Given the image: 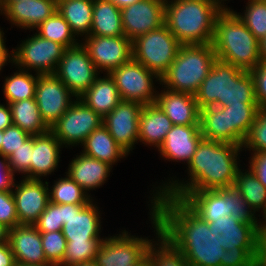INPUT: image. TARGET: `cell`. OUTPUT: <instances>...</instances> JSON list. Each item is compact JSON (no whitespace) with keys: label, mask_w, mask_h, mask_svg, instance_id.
<instances>
[{"label":"cell","mask_w":266,"mask_h":266,"mask_svg":"<svg viewBox=\"0 0 266 266\" xmlns=\"http://www.w3.org/2000/svg\"><path fill=\"white\" fill-rule=\"evenodd\" d=\"M148 198L149 211L157 217L160 232L182 252L190 266H220L225 249L210 232L208 222L179 198L161 193Z\"/></svg>","instance_id":"obj_1"},{"label":"cell","mask_w":266,"mask_h":266,"mask_svg":"<svg viewBox=\"0 0 266 266\" xmlns=\"http://www.w3.org/2000/svg\"><path fill=\"white\" fill-rule=\"evenodd\" d=\"M242 151V146L203 138L186 167L188 179L181 181L172 176L159 183L161 185L151 190L150 195L161 193L183 200L192 191L232 187L237 171L242 168L239 165Z\"/></svg>","instance_id":"obj_2"},{"label":"cell","mask_w":266,"mask_h":266,"mask_svg":"<svg viewBox=\"0 0 266 266\" xmlns=\"http://www.w3.org/2000/svg\"><path fill=\"white\" fill-rule=\"evenodd\" d=\"M199 109L228 104H258L250 72L216 59L208 76L195 94Z\"/></svg>","instance_id":"obj_3"},{"label":"cell","mask_w":266,"mask_h":266,"mask_svg":"<svg viewBox=\"0 0 266 266\" xmlns=\"http://www.w3.org/2000/svg\"><path fill=\"white\" fill-rule=\"evenodd\" d=\"M212 46L218 60L244 71L261 62L259 41L231 9L217 15Z\"/></svg>","instance_id":"obj_4"},{"label":"cell","mask_w":266,"mask_h":266,"mask_svg":"<svg viewBox=\"0 0 266 266\" xmlns=\"http://www.w3.org/2000/svg\"><path fill=\"white\" fill-rule=\"evenodd\" d=\"M221 11L199 0H167L165 25L181 44H212Z\"/></svg>","instance_id":"obj_5"},{"label":"cell","mask_w":266,"mask_h":266,"mask_svg":"<svg viewBox=\"0 0 266 266\" xmlns=\"http://www.w3.org/2000/svg\"><path fill=\"white\" fill-rule=\"evenodd\" d=\"M216 59L212 44H182L175 60L161 76L160 85L173 92L195 95Z\"/></svg>","instance_id":"obj_6"},{"label":"cell","mask_w":266,"mask_h":266,"mask_svg":"<svg viewBox=\"0 0 266 266\" xmlns=\"http://www.w3.org/2000/svg\"><path fill=\"white\" fill-rule=\"evenodd\" d=\"M258 104H228L200 109L199 126L204 139L242 146L258 114Z\"/></svg>","instance_id":"obj_7"},{"label":"cell","mask_w":266,"mask_h":266,"mask_svg":"<svg viewBox=\"0 0 266 266\" xmlns=\"http://www.w3.org/2000/svg\"><path fill=\"white\" fill-rule=\"evenodd\" d=\"M183 201L208 223L223 216H233L244 223H258L257 215L233 186L219 190L192 191Z\"/></svg>","instance_id":"obj_8"},{"label":"cell","mask_w":266,"mask_h":266,"mask_svg":"<svg viewBox=\"0 0 266 266\" xmlns=\"http://www.w3.org/2000/svg\"><path fill=\"white\" fill-rule=\"evenodd\" d=\"M181 45L163 25L132 41L133 59L161 78L175 60Z\"/></svg>","instance_id":"obj_9"},{"label":"cell","mask_w":266,"mask_h":266,"mask_svg":"<svg viewBox=\"0 0 266 266\" xmlns=\"http://www.w3.org/2000/svg\"><path fill=\"white\" fill-rule=\"evenodd\" d=\"M65 49L60 43L44 39L33 32L31 37L21 40L20 45L12 49V66L33 73L35 71L39 75L54 74Z\"/></svg>","instance_id":"obj_10"},{"label":"cell","mask_w":266,"mask_h":266,"mask_svg":"<svg viewBox=\"0 0 266 266\" xmlns=\"http://www.w3.org/2000/svg\"><path fill=\"white\" fill-rule=\"evenodd\" d=\"M109 75L118 88L121 100L143 105L155 103L158 94L155 84H160V77L133 58L112 70Z\"/></svg>","instance_id":"obj_11"},{"label":"cell","mask_w":266,"mask_h":266,"mask_svg":"<svg viewBox=\"0 0 266 266\" xmlns=\"http://www.w3.org/2000/svg\"><path fill=\"white\" fill-rule=\"evenodd\" d=\"M103 118L77 98L50 128L61 145L70 149L81 145L92 131L103 124ZM71 146V147H70Z\"/></svg>","instance_id":"obj_12"},{"label":"cell","mask_w":266,"mask_h":266,"mask_svg":"<svg viewBox=\"0 0 266 266\" xmlns=\"http://www.w3.org/2000/svg\"><path fill=\"white\" fill-rule=\"evenodd\" d=\"M120 232L105 236L94 261L97 266H133L146 255L152 239L136 237L126 229Z\"/></svg>","instance_id":"obj_13"},{"label":"cell","mask_w":266,"mask_h":266,"mask_svg":"<svg viewBox=\"0 0 266 266\" xmlns=\"http://www.w3.org/2000/svg\"><path fill=\"white\" fill-rule=\"evenodd\" d=\"M54 74L77 98L101 75L81 43L65 49Z\"/></svg>","instance_id":"obj_14"},{"label":"cell","mask_w":266,"mask_h":266,"mask_svg":"<svg viewBox=\"0 0 266 266\" xmlns=\"http://www.w3.org/2000/svg\"><path fill=\"white\" fill-rule=\"evenodd\" d=\"M96 203L93 199L88 204H62V233L66 240L104 241L102 213Z\"/></svg>","instance_id":"obj_15"},{"label":"cell","mask_w":266,"mask_h":266,"mask_svg":"<svg viewBox=\"0 0 266 266\" xmlns=\"http://www.w3.org/2000/svg\"><path fill=\"white\" fill-rule=\"evenodd\" d=\"M81 40V44L101 74L104 72L109 74L133 58L132 41L125 35L115 37L89 35Z\"/></svg>","instance_id":"obj_16"},{"label":"cell","mask_w":266,"mask_h":266,"mask_svg":"<svg viewBox=\"0 0 266 266\" xmlns=\"http://www.w3.org/2000/svg\"><path fill=\"white\" fill-rule=\"evenodd\" d=\"M77 97L55 74L38 75L35 100L45 124L51 128Z\"/></svg>","instance_id":"obj_17"},{"label":"cell","mask_w":266,"mask_h":266,"mask_svg":"<svg viewBox=\"0 0 266 266\" xmlns=\"http://www.w3.org/2000/svg\"><path fill=\"white\" fill-rule=\"evenodd\" d=\"M143 104L122 100L109 114L103 117V125L115 142L129 155L138 144L139 117Z\"/></svg>","instance_id":"obj_18"},{"label":"cell","mask_w":266,"mask_h":266,"mask_svg":"<svg viewBox=\"0 0 266 266\" xmlns=\"http://www.w3.org/2000/svg\"><path fill=\"white\" fill-rule=\"evenodd\" d=\"M124 35L131 41L165 25V1L141 0L121 8Z\"/></svg>","instance_id":"obj_19"},{"label":"cell","mask_w":266,"mask_h":266,"mask_svg":"<svg viewBox=\"0 0 266 266\" xmlns=\"http://www.w3.org/2000/svg\"><path fill=\"white\" fill-rule=\"evenodd\" d=\"M17 183L15 182L12 194L19 224L34 225L49 203L47 180L21 178Z\"/></svg>","instance_id":"obj_20"},{"label":"cell","mask_w":266,"mask_h":266,"mask_svg":"<svg viewBox=\"0 0 266 266\" xmlns=\"http://www.w3.org/2000/svg\"><path fill=\"white\" fill-rule=\"evenodd\" d=\"M209 229L225 250L258 248V223H244L233 216H223L210 222Z\"/></svg>","instance_id":"obj_21"},{"label":"cell","mask_w":266,"mask_h":266,"mask_svg":"<svg viewBox=\"0 0 266 266\" xmlns=\"http://www.w3.org/2000/svg\"><path fill=\"white\" fill-rule=\"evenodd\" d=\"M202 139L199 125H173L158 152L161 158L169 162L182 161L187 166Z\"/></svg>","instance_id":"obj_22"},{"label":"cell","mask_w":266,"mask_h":266,"mask_svg":"<svg viewBox=\"0 0 266 266\" xmlns=\"http://www.w3.org/2000/svg\"><path fill=\"white\" fill-rule=\"evenodd\" d=\"M8 243L16 264L44 265L49 263L42 247L41 234L35 225L19 224L9 229Z\"/></svg>","instance_id":"obj_23"},{"label":"cell","mask_w":266,"mask_h":266,"mask_svg":"<svg viewBox=\"0 0 266 266\" xmlns=\"http://www.w3.org/2000/svg\"><path fill=\"white\" fill-rule=\"evenodd\" d=\"M57 11V0H19L11 2L3 14L9 23L33 31Z\"/></svg>","instance_id":"obj_24"},{"label":"cell","mask_w":266,"mask_h":266,"mask_svg":"<svg viewBox=\"0 0 266 266\" xmlns=\"http://www.w3.org/2000/svg\"><path fill=\"white\" fill-rule=\"evenodd\" d=\"M155 103L169 117L173 125H199L200 109L195 95L163 88L158 91Z\"/></svg>","instance_id":"obj_25"},{"label":"cell","mask_w":266,"mask_h":266,"mask_svg":"<svg viewBox=\"0 0 266 266\" xmlns=\"http://www.w3.org/2000/svg\"><path fill=\"white\" fill-rule=\"evenodd\" d=\"M62 148L64 147L50 130L40 135H33L30 179H42L54 174L59 167Z\"/></svg>","instance_id":"obj_26"},{"label":"cell","mask_w":266,"mask_h":266,"mask_svg":"<svg viewBox=\"0 0 266 266\" xmlns=\"http://www.w3.org/2000/svg\"><path fill=\"white\" fill-rule=\"evenodd\" d=\"M75 156L68 164V170L65 173L91 197L90 190L93 191L102 187L110 176L113 167L107 162L87 156L82 152Z\"/></svg>","instance_id":"obj_27"},{"label":"cell","mask_w":266,"mask_h":266,"mask_svg":"<svg viewBox=\"0 0 266 266\" xmlns=\"http://www.w3.org/2000/svg\"><path fill=\"white\" fill-rule=\"evenodd\" d=\"M172 127V121L156 103L144 105L139 117L138 142L158 150Z\"/></svg>","instance_id":"obj_28"},{"label":"cell","mask_w":266,"mask_h":266,"mask_svg":"<svg viewBox=\"0 0 266 266\" xmlns=\"http://www.w3.org/2000/svg\"><path fill=\"white\" fill-rule=\"evenodd\" d=\"M78 98L102 118L122 101L114 80L105 73Z\"/></svg>","instance_id":"obj_29"},{"label":"cell","mask_w":266,"mask_h":266,"mask_svg":"<svg viewBox=\"0 0 266 266\" xmlns=\"http://www.w3.org/2000/svg\"><path fill=\"white\" fill-rule=\"evenodd\" d=\"M148 213L155 232V238L151 240L146 251L151 266H190L182 252L160 232L157 217L151 211Z\"/></svg>","instance_id":"obj_30"},{"label":"cell","mask_w":266,"mask_h":266,"mask_svg":"<svg viewBox=\"0 0 266 266\" xmlns=\"http://www.w3.org/2000/svg\"><path fill=\"white\" fill-rule=\"evenodd\" d=\"M83 150L80 152L87 156L107 162L112 167L117 165L120 159L128 154L115 142L114 138L108 132V129L102 124L95 129L81 144Z\"/></svg>","instance_id":"obj_31"},{"label":"cell","mask_w":266,"mask_h":266,"mask_svg":"<svg viewBox=\"0 0 266 266\" xmlns=\"http://www.w3.org/2000/svg\"><path fill=\"white\" fill-rule=\"evenodd\" d=\"M57 11L78 39L82 36L83 38L89 36L92 26L93 0H57Z\"/></svg>","instance_id":"obj_32"},{"label":"cell","mask_w":266,"mask_h":266,"mask_svg":"<svg viewBox=\"0 0 266 266\" xmlns=\"http://www.w3.org/2000/svg\"><path fill=\"white\" fill-rule=\"evenodd\" d=\"M89 35L106 37L124 35L121 9L111 1L94 0L92 26Z\"/></svg>","instance_id":"obj_33"},{"label":"cell","mask_w":266,"mask_h":266,"mask_svg":"<svg viewBox=\"0 0 266 266\" xmlns=\"http://www.w3.org/2000/svg\"><path fill=\"white\" fill-rule=\"evenodd\" d=\"M233 187L241 194L247 206L260 218L266 210V187L251 169L242 170L239 168ZM256 212L261 214H256Z\"/></svg>","instance_id":"obj_34"},{"label":"cell","mask_w":266,"mask_h":266,"mask_svg":"<svg viewBox=\"0 0 266 266\" xmlns=\"http://www.w3.org/2000/svg\"><path fill=\"white\" fill-rule=\"evenodd\" d=\"M12 123L31 136L46 133L50 128L43 121L35 98L8 104Z\"/></svg>","instance_id":"obj_35"},{"label":"cell","mask_w":266,"mask_h":266,"mask_svg":"<svg viewBox=\"0 0 266 266\" xmlns=\"http://www.w3.org/2000/svg\"><path fill=\"white\" fill-rule=\"evenodd\" d=\"M16 71L12 75L4 77L3 94L6 103H13L21 100L35 98L37 73L23 70L16 67Z\"/></svg>","instance_id":"obj_36"},{"label":"cell","mask_w":266,"mask_h":266,"mask_svg":"<svg viewBox=\"0 0 266 266\" xmlns=\"http://www.w3.org/2000/svg\"><path fill=\"white\" fill-rule=\"evenodd\" d=\"M49 186V201L55 204H88L93 200L67 173Z\"/></svg>","instance_id":"obj_37"},{"label":"cell","mask_w":266,"mask_h":266,"mask_svg":"<svg viewBox=\"0 0 266 266\" xmlns=\"http://www.w3.org/2000/svg\"><path fill=\"white\" fill-rule=\"evenodd\" d=\"M34 30H36V33L42 38L58 42L65 48L75 47L80 44L81 41L77 39L69 24L58 11H56L51 17L47 18Z\"/></svg>","instance_id":"obj_38"},{"label":"cell","mask_w":266,"mask_h":266,"mask_svg":"<svg viewBox=\"0 0 266 266\" xmlns=\"http://www.w3.org/2000/svg\"><path fill=\"white\" fill-rule=\"evenodd\" d=\"M244 13L231 9L259 41L266 36V1L248 0Z\"/></svg>","instance_id":"obj_39"},{"label":"cell","mask_w":266,"mask_h":266,"mask_svg":"<svg viewBox=\"0 0 266 266\" xmlns=\"http://www.w3.org/2000/svg\"><path fill=\"white\" fill-rule=\"evenodd\" d=\"M103 241L67 240L61 266H72L95 261L96 254Z\"/></svg>","instance_id":"obj_40"},{"label":"cell","mask_w":266,"mask_h":266,"mask_svg":"<svg viewBox=\"0 0 266 266\" xmlns=\"http://www.w3.org/2000/svg\"><path fill=\"white\" fill-rule=\"evenodd\" d=\"M245 151L266 152V107L259 108L255 122L242 144ZM247 149V150H246Z\"/></svg>","instance_id":"obj_41"},{"label":"cell","mask_w":266,"mask_h":266,"mask_svg":"<svg viewBox=\"0 0 266 266\" xmlns=\"http://www.w3.org/2000/svg\"><path fill=\"white\" fill-rule=\"evenodd\" d=\"M40 234L47 261L61 266L67 245L62 231L40 232Z\"/></svg>","instance_id":"obj_42"},{"label":"cell","mask_w":266,"mask_h":266,"mask_svg":"<svg viewBox=\"0 0 266 266\" xmlns=\"http://www.w3.org/2000/svg\"><path fill=\"white\" fill-rule=\"evenodd\" d=\"M33 152V136L28 138L20 147L7 158L9 169L15 175H22L23 178L30 179V165Z\"/></svg>","instance_id":"obj_43"},{"label":"cell","mask_w":266,"mask_h":266,"mask_svg":"<svg viewBox=\"0 0 266 266\" xmlns=\"http://www.w3.org/2000/svg\"><path fill=\"white\" fill-rule=\"evenodd\" d=\"M34 225L39 232L62 231V204H55L49 201L46 209L41 213Z\"/></svg>","instance_id":"obj_44"},{"label":"cell","mask_w":266,"mask_h":266,"mask_svg":"<svg viewBox=\"0 0 266 266\" xmlns=\"http://www.w3.org/2000/svg\"><path fill=\"white\" fill-rule=\"evenodd\" d=\"M258 248H236L225 250L220 266H255Z\"/></svg>","instance_id":"obj_45"},{"label":"cell","mask_w":266,"mask_h":266,"mask_svg":"<svg viewBox=\"0 0 266 266\" xmlns=\"http://www.w3.org/2000/svg\"><path fill=\"white\" fill-rule=\"evenodd\" d=\"M31 135L12 124L3 131L0 154L8 158Z\"/></svg>","instance_id":"obj_46"},{"label":"cell","mask_w":266,"mask_h":266,"mask_svg":"<svg viewBox=\"0 0 266 266\" xmlns=\"http://www.w3.org/2000/svg\"><path fill=\"white\" fill-rule=\"evenodd\" d=\"M0 223L9 229L19 225L12 191H0Z\"/></svg>","instance_id":"obj_47"},{"label":"cell","mask_w":266,"mask_h":266,"mask_svg":"<svg viewBox=\"0 0 266 266\" xmlns=\"http://www.w3.org/2000/svg\"><path fill=\"white\" fill-rule=\"evenodd\" d=\"M254 80L255 97L259 108L266 107V63L260 62L250 71Z\"/></svg>","instance_id":"obj_48"},{"label":"cell","mask_w":266,"mask_h":266,"mask_svg":"<svg viewBox=\"0 0 266 266\" xmlns=\"http://www.w3.org/2000/svg\"><path fill=\"white\" fill-rule=\"evenodd\" d=\"M249 169L258 180L266 187V152H254L248 157Z\"/></svg>","instance_id":"obj_49"},{"label":"cell","mask_w":266,"mask_h":266,"mask_svg":"<svg viewBox=\"0 0 266 266\" xmlns=\"http://www.w3.org/2000/svg\"><path fill=\"white\" fill-rule=\"evenodd\" d=\"M15 175L9 169L7 158L0 154V191H12Z\"/></svg>","instance_id":"obj_50"},{"label":"cell","mask_w":266,"mask_h":266,"mask_svg":"<svg viewBox=\"0 0 266 266\" xmlns=\"http://www.w3.org/2000/svg\"><path fill=\"white\" fill-rule=\"evenodd\" d=\"M16 262L8 242L0 243V266H15Z\"/></svg>","instance_id":"obj_51"},{"label":"cell","mask_w":266,"mask_h":266,"mask_svg":"<svg viewBox=\"0 0 266 266\" xmlns=\"http://www.w3.org/2000/svg\"><path fill=\"white\" fill-rule=\"evenodd\" d=\"M12 115L8 103H0V130L4 131L7 127L11 126Z\"/></svg>","instance_id":"obj_52"},{"label":"cell","mask_w":266,"mask_h":266,"mask_svg":"<svg viewBox=\"0 0 266 266\" xmlns=\"http://www.w3.org/2000/svg\"><path fill=\"white\" fill-rule=\"evenodd\" d=\"M256 265L266 266V235H259Z\"/></svg>","instance_id":"obj_53"},{"label":"cell","mask_w":266,"mask_h":266,"mask_svg":"<svg viewBox=\"0 0 266 266\" xmlns=\"http://www.w3.org/2000/svg\"><path fill=\"white\" fill-rule=\"evenodd\" d=\"M8 63L13 64V50L10 51L9 49H0V73L4 66H7Z\"/></svg>","instance_id":"obj_54"},{"label":"cell","mask_w":266,"mask_h":266,"mask_svg":"<svg viewBox=\"0 0 266 266\" xmlns=\"http://www.w3.org/2000/svg\"><path fill=\"white\" fill-rule=\"evenodd\" d=\"M259 56L261 62L266 63V36L259 40Z\"/></svg>","instance_id":"obj_55"},{"label":"cell","mask_w":266,"mask_h":266,"mask_svg":"<svg viewBox=\"0 0 266 266\" xmlns=\"http://www.w3.org/2000/svg\"><path fill=\"white\" fill-rule=\"evenodd\" d=\"M259 235H266V210L262 213V219H258Z\"/></svg>","instance_id":"obj_56"},{"label":"cell","mask_w":266,"mask_h":266,"mask_svg":"<svg viewBox=\"0 0 266 266\" xmlns=\"http://www.w3.org/2000/svg\"><path fill=\"white\" fill-rule=\"evenodd\" d=\"M9 228L0 223V243L8 242Z\"/></svg>","instance_id":"obj_57"},{"label":"cell","mask_w":266,"mask_h":266,"mask_svg":"<svg viewBox=\"0 0 266 266\" xmlns=\"http://www.w3.org/2000/svg\"><path fill=\"white\" fill-rule=\"evenodd\" d=\"M111 1L118 8H123L141 0H108Z\"/></svg>","instance_id":"obj_58"},{"label":"cell","mask_w":266,"mask_h":266,"mask_svg":"<svg viewBox=\"0 0 266 266\" xmlns=\"http://www.w3.org/2000/svg\"><path fill=\"white\" fill-rule=\"evenodd\" d=\"M133 266H151V262L149 260L148 255L146 254L139 262H137Z\"/></svg>","instance_id":"obj_59"},{"label":"cell","mask_w":266,"mask_h":266,"mask_svg":"<svg viewBox=\"0 0 266 266\" xmlns=\"http://www.w3.org/2000/svg\"><path fill=\"white\" fill-rule=\"evenodd\" d=\"M4 31L3 28L0 27V49H7L6 48V38L4 37ZM5 38V39H4Z\"/></svg>","instance_id":"obj_60"},{"label":"cell","mask_w":266,"mask_h":266,"mask_svg":"<svg viewBox=\"0 0 266 266\" xmlns=\"http://www.w3.org/2000/svg\"><path fill=\"white\" fill-rule=\"evenodd\" d=\"M215 5L220 11L226 10L217 0H199Z\"/></svg>","instance_id":"obj_61"},{"label":"cell","mask_w":266,"mask_h":266,"mask_svg":"<svg viewBox=\"0 0 266 266\" xmlns=\"http://www.w3.org/2000/svg\"><path fill=\"white\" fill-rule=\"evenodd\" d=\"M14 1H19V0H0L2 9L4 10L11 2Z\"/></svg>","instance_id":"obj_62"},{"label":"cell","mask_w":266,"mask_h":266,"mask_svg":"<svg viewBox=\"0 0 266 266\" xmlns=\"http://www.w3.org/2000/svg\"><path fill=\"white\" fill-rule=\"evenodd\" d=\"M15 266H58L56 264L53 263H46L44 265H27V264H16Z\"/></svg>","instance_id":"obj_63"},{"label":"cell","mask_w":266,"mask_h":266,"mask_svg":"<svg viewBox=\"0 0 266 266\" xmlns=\"http://www.w3.org/2000/svg\"><path fill=\"white\" fill-rule=\"evenodd\" d=\"M72 266H97V264L94 261H92V262L81 263V264H76V265H72Z\"/></svg>","instance_id":"obj_64"},{"label":"cell","mask_w":266,"mask_h":266,"mask_svg":"<svg viewBox=\"0 0 266 266\" xmlns=\"http://www.w3.org/2000/svg\"><path fill=\"white\" fill-rule=\"evenodd\" d=\"M225 9H231L230 7H227V5L224 4L225 1L227 0H217ZM223 1V2H222ZM229 2V0H228Z\"/></svg>","instance_id":"obj_65"},{"label":"cell","mask_w":266,"mask_h":266,"mask_svg":"<svg viewBox=\"0 0 266 266\" xmlns=\"http://www.w3.org/2000/svg\"><path fill=\"white\" fill-rule=\"evenodd\" d=\"M2 138H3V131L0 130V149H1V145H2Z\"/></svg>","instance_id":"obj_66"},{"label":"cell","mask_w":266,"mask_h":266,"mask_svg":"<svg viewBox=\"0 0 266 266\" xmlns=\"http://www.w3.org/2000/svg\"><path fill=\"white\" fill-rule=\"evenodd\" d=\"M2 14H3V9H2L1 4H0V15H2Z\"/></svg>","instance_id":"obj_67"}]
</instances>
